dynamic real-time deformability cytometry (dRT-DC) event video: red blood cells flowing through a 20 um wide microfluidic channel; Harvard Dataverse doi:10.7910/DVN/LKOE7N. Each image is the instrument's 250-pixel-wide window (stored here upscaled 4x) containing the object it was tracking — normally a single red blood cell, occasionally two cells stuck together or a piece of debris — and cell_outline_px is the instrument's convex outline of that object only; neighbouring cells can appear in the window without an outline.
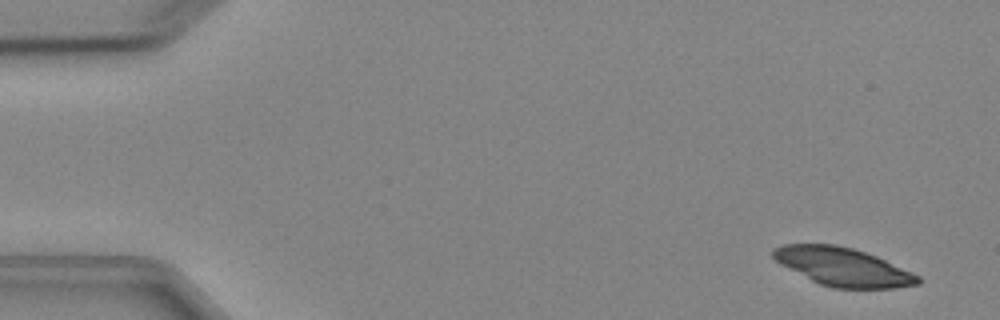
{"species": "Egyptian fruit bat (a non-hibernating species)", "species_latin": "Rousettus aegyptiacus", "temperature_condition": "cold", "stored_images_in_passage": 4, "camera_frame_rate_fps": 3000, "um_per_image_px": 0.085, "animal": {"sex": "female"}, "frame": {"image": 1, "passage_image": 1, "time_ms": 0.0, "image_size_px": [1000, 320], "cell_outline_px": [[920, 284], [896, 288], [832, 288], [820, 284], [780, 264], [772, 256], [772, 248], [784, 244], [836, 244], [852, 248], [876, 256], [920, 276]], "centroid_in_image_um": [71.64, 22.68], "position_along_channel_um": 13.4, "area_um2": 32.08}}